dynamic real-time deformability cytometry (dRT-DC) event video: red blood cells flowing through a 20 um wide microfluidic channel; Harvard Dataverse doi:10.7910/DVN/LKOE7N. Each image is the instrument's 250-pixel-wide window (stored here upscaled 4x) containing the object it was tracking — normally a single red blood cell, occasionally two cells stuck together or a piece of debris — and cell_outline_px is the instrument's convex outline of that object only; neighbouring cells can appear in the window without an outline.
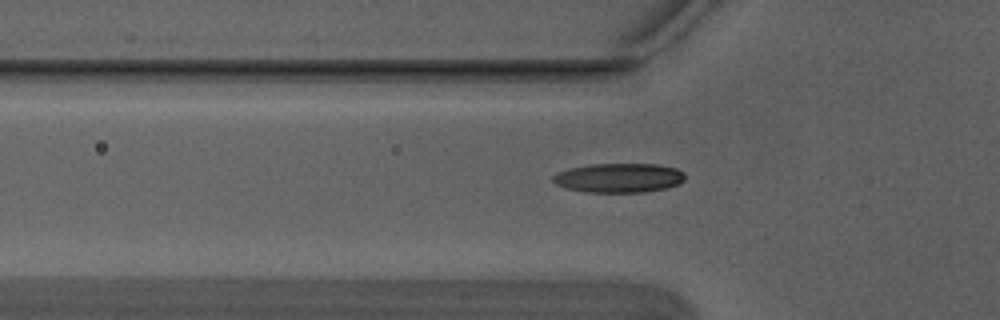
{"species": "Egyptian fruit bat (a non-hibernating species)", "species_latin": "Rousettus aegyptiacus", "temperature_condition": "warm", "stored_images_in_passage": 4, "camera_frame_rate_fps": 3000, "um_per_image_px": 0.085, "animal": {"sex": "male"}, "frame": {"image": 1, "passage_image": 3, "time_ms": 0.667, "image_size_px": [1000, 320], "cell_outline_px": [[684, 180], [676, 184], [664, 188], [644, 192], [588, 192], [564, 188], [556, 184], [552, 180], [552, 176], [560, 172], [572, 168], [592, 164], [656, 164], [676, 168], [684, 172]], "centroid_in_image_um": [52.6, 15.12], "position_along_channel_um": 73.2, "area_um2": 22.31}}
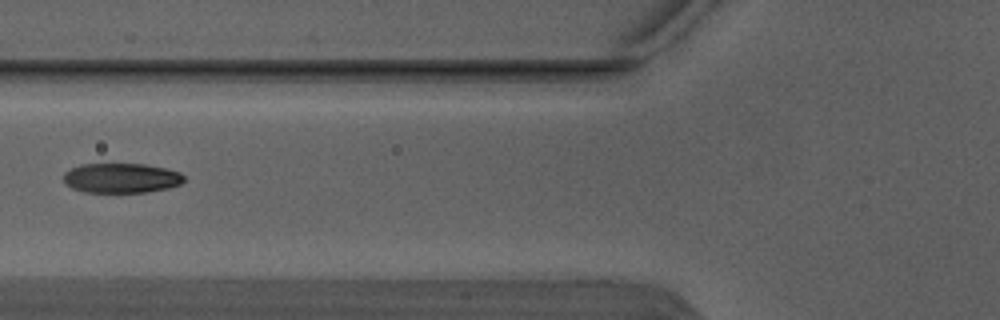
{"frame": {"image": 2, "passage_image": 4, "time_ms": 1.0, "image_size_px": [1000, 320], "cell_outline_px": [[184, 180], [180, 184], [168, 188], [148, 192], [84, 192], [72, 188], [64, 184], [64, 172], [80, 164], [144, 164], [164, 168], [180, 172], [184, 176]], "centroid_in_image_um": [10.29, 15.13], "position_along_channel_um": 115.5, "area_um2": 20.92}}